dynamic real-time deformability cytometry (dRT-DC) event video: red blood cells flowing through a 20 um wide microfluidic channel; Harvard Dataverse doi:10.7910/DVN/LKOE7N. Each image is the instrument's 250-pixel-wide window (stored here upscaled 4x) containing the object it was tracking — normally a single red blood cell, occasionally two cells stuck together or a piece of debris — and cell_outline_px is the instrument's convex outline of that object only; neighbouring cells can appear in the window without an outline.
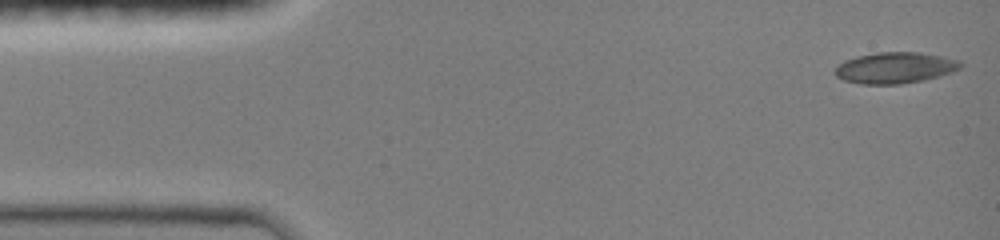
{"species": "common noctule bat (a hibernating species)", "species_latin": "Nyctalus noctula", "temperature_condition": "room temperature", "stored_images_in_passage": 17, "camera_frame_rate_fps": 3000, "um_per_image_px": 0.085, "animal": {"sex": "female", "body_mass_g": 19.0, "forearm_length_mm": 51.5}, "frame": {"image": 1, "passage_image": 1, "time_ms": 0.0, "image_size_px": [1000, 240], "cell_outline_px": [[964, 64], [960, 68], [952, 72], [924, 80], [900, 84], [860, 84], [844, 80], [836, 76], [836, 68], [844, 60], [856, 56], [876, 52], [920, 52], [960, 60]], "centroid_in_image_um": [76.09, 5.76], "position_along_channel_um": 8.9, "area_um2": 22.77}}
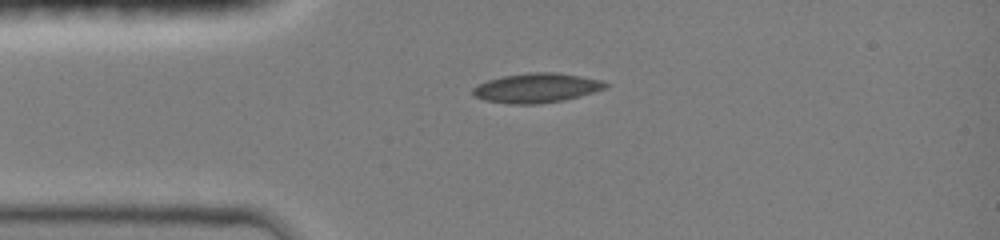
{"frame": {"image": 2, "passage_image": 11, "time_ms": 3.0, "image_size_px": [1000, 240], "cell_outline_px": [[608, 88], [564, 100], [536, 104], [508, 104], [484, 100], [472, 96], [472, 88], [488, 80], [504, 76], [528, 72], [556, 72], [580, 76], [600, 80], [608, 84]], "centroid_in_image_um": [45.59, 7.48], "position_along_channel_um": 39.4, "area_um2": 22.77}}